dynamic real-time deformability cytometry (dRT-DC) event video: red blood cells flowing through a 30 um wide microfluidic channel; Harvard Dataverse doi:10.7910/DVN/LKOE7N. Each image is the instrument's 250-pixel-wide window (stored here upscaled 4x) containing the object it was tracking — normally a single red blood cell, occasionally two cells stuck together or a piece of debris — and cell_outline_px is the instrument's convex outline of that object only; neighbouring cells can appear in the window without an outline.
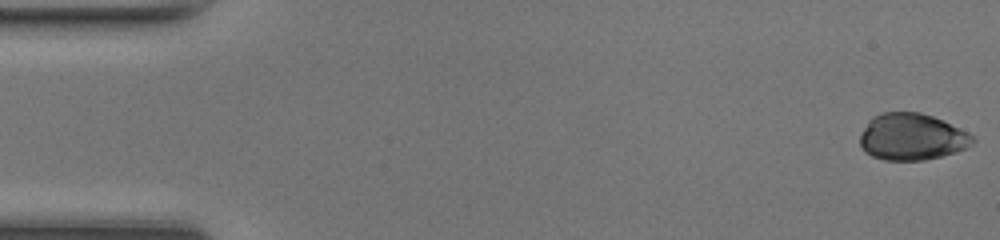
{"species": "common noctule bat (a hibernating species)", "species_latin": "Nyctalus noctula", "temperature_condition": "room temperature", "stored_images_in_passage": 48, "camera_frame_rate_fps": 3000, "um_per_image_px": 0.085, "animal": {"sex": "female", "body_mass_g": 17.0, "forearm_length_mm": 48.0}, "frame": {"image": 1, "passage_image": 1, "time_ms": 0.0, "image_size_px": [1000, 240], "cell_outline_px": [[976, 140], [972, 144], [956, 152], [924, 160], [884, 160], [872, 156], [864, 152], [860, 144], [860, 136], [868, 120], [872, 116], [884, 112], [920, 112], [932, 116], [968, 132]], "centroid_in_image_um": [77.48, 11.63], "position_along_channel_um": 7.5, "area_um2": 30.58}}
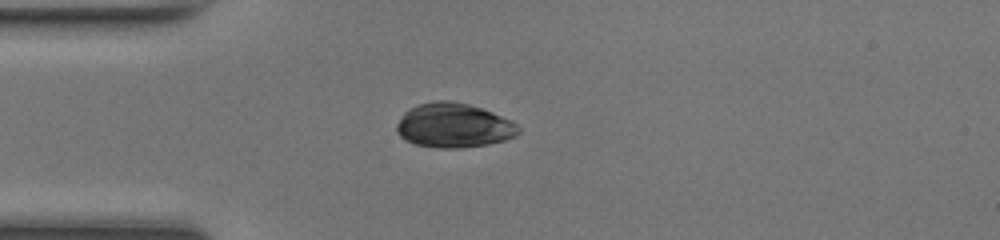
{"frame": {"image": 2, "passage_image": 13, "time_ms": 4.0, "image_size_px": [1000, 240], "cell_outline_px": [[520, 132], [516, 136], [504, 140], [488, 144], [460, 148], [440, 148], [416, 144], [404, 140], [396, 132], [396, 124], [404, 112], [408, 108], [420, 104], [436, 100], [448, 100], [468, 104], [492, 112], [512, 120], [520, 128]], "centroid_in_image_um": [38.56, 10.66], "position_along_channel_um": 46.4, "area_um2": 31.62}}
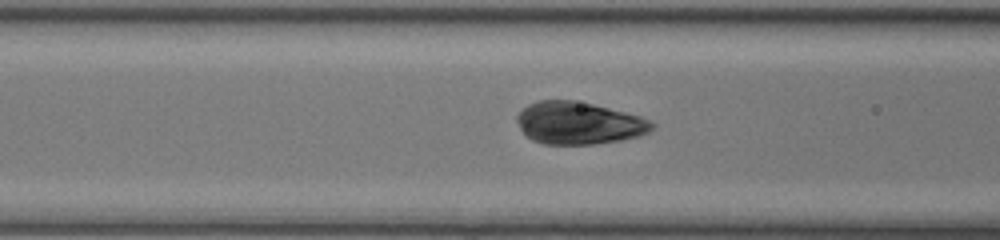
{"frame": {"image": 3, "passage_image": 19, "time_ms": 6.0, "image_size_px": [1000, 240], "cell_outline_px": [[656, 128], [640, 136], [620, 140], [596, 144], [544, 144], [532, 140], [524, 136], [516, 120], [516, 116], [528, 104], [540, 100], [572, 100], [592, 104], [640, 116], [652, 120], [656, 124]], "centroid_in_image_um": [49.21, 10.47], "position_along_channel_um": 117.4, "area_um2": 33.47}}